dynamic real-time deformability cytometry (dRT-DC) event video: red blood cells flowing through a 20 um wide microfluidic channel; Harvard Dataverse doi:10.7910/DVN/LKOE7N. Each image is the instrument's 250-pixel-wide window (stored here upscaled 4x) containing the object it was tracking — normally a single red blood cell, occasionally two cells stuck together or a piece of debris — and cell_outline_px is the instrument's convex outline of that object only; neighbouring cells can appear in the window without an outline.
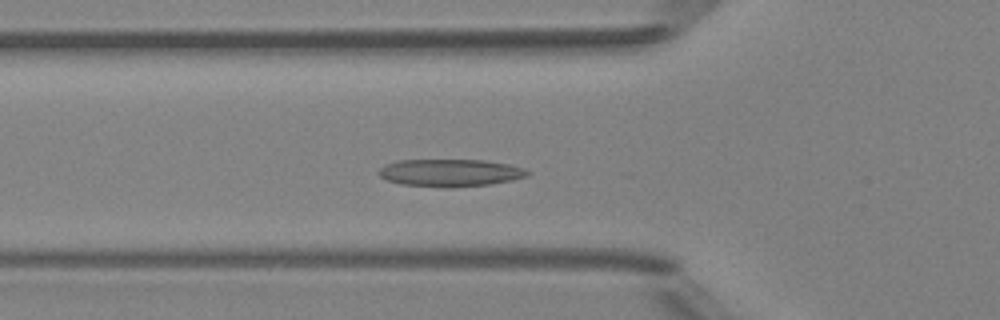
{"species": "Egyptian fruit bat (a non-hibernating species)", "species_latin": "Rousettus aegyptiacus", "temperature_condition": "room temperature", "stored_images_in_passage": 48, "segment_of_instrument_passage": [1, 2], "camera_frame_rate_fps": 3000, "um_per_image_px": 0.085, "animal": {"sex": "female"}, "frame": {"image": 1, "passage_image": 15, "time_ms": 4.667, "image_size_px": [1000, 320], "cell_outline_px": [[532, 172], [528, 176], [512, 180], [488, 184], [452, 188], [444, 188], [400, 184], [388, 180], [380, 176], [376, 172], [384, 164], [396, 160], [484, 160], [508, 164], [524, 168]], "centroid_in_image_um": [38.25, 14.69], "position_along_channel_um": 87.6, "area_um2": 24.04}}
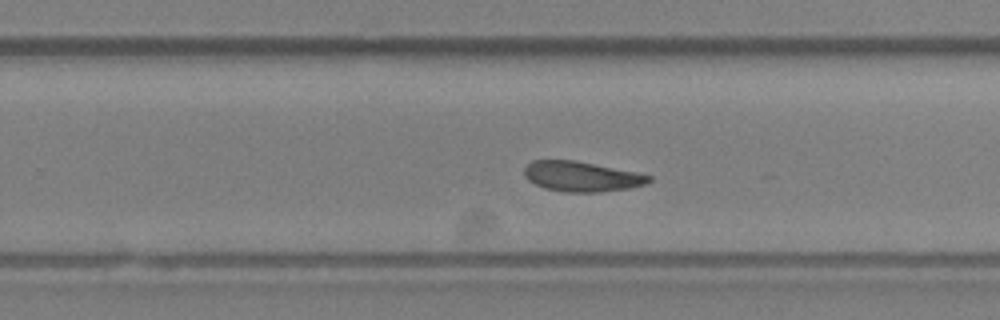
{"frame": {"image": 2, "passage_image": 29, "time_ms": 9.333, "image_size_px": [1000, 320], "cell_outline_px": [[652, 180], [644, 184], [628, 188], [600, 192], [564, 192], [544, 188], [528, 180], [524, 176], [524, 168], [532, 160], [576, 160], [636, 172], [652, 176]], "centroid_in_image_um": [49.41, 14.99], "position_along_channel_um": 280.4, "area_um2": 21.85}}
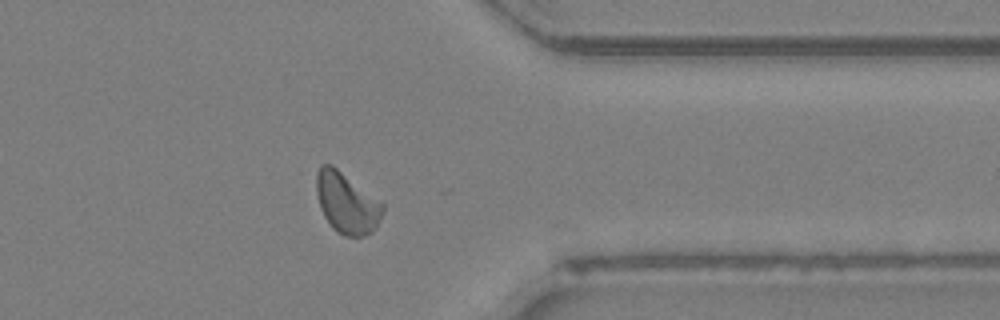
{"frame": {"image": 3, "passage_image": 37, "time_ms": 12.0, "image_size_px": [1000, 320], "cell_outline_px": [[384, 208], [376, 228], [372, 232], [364, 236], [344, 236], [332, 228], [324, 216], [320, 208], [316, 192], [316, 172], [320, 164], [332, 164], [380, 200], [384, 204]], "centroid_in_image_um": [29.46, 17.24], "position_along_channel_um": 381.9, "area_um2": 23.7}}